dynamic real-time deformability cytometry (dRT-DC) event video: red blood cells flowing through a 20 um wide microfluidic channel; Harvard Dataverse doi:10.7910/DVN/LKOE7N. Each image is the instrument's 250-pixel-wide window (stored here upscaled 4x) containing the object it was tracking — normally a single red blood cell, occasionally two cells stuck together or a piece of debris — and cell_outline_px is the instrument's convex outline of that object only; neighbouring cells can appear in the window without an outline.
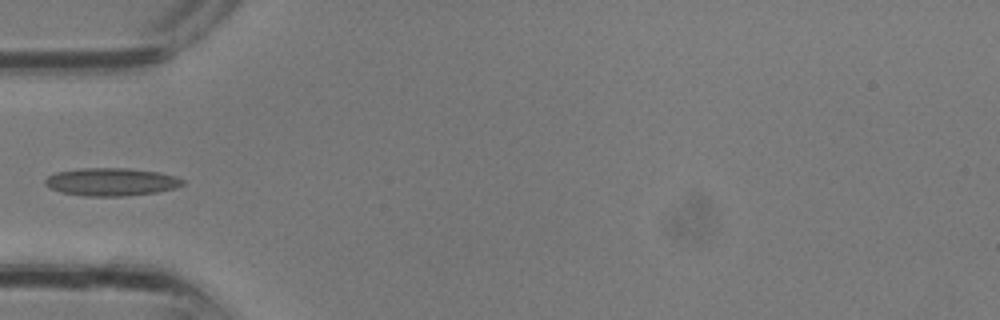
{"species": "common noctule bat (a hibernating species)", "species_latin": "Nyctalus noctula", "temperature_condition": "room temperature", "stored_images_in_passage": 13, "camera_frame_rate_fps": 3000, "um_per_image_px": 0.085, "animal": {"sex": "male", "body_mass_g": 13.3}, "frame": {"image": 1, "passage_image": 10, "time_ms": 3.0, "image_size_px": [1000, 320], "cell_outline_px": [[184, 184], [176, 188], [156, 192], [124, 196], [84, 196], [60, 192], [48, 188], [44, 184], [44, 180], [48, 176], [56, 172], [84, 168], [124, 168], [160, 172], [176, 176], [184, 180]], "centroid_in_image_um": [9.44, 15.46], "position_along_channel_um": 75.6, "area_um2": 22.43}}
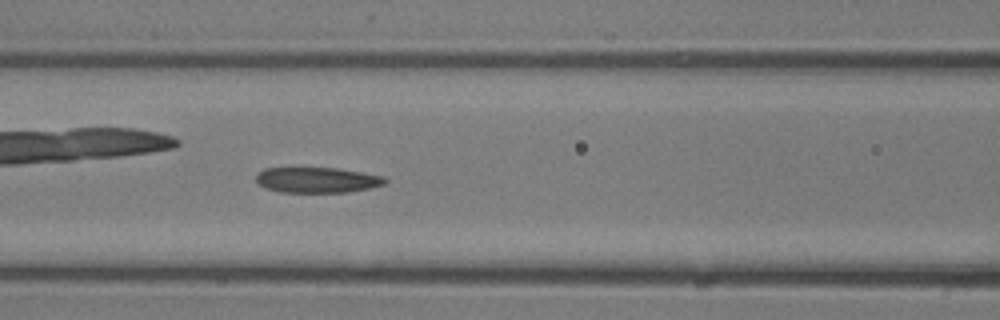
{"frame": {"image": 2, "passage_image": 13, "time_ms": 4.0, "image_size_px": [1000, 320], "cell_outline_px": [[388, 180], [384, 184], [368, 188], [348, 192], [280, 192], [264, 188], [256, 184], [256, 172], [264, 168], [336, 168], [384, 176]], "centroid_in_image_um": [26.89, 15.3], "position_along_channel_um": 139.7, "area_um2": 19.25}}